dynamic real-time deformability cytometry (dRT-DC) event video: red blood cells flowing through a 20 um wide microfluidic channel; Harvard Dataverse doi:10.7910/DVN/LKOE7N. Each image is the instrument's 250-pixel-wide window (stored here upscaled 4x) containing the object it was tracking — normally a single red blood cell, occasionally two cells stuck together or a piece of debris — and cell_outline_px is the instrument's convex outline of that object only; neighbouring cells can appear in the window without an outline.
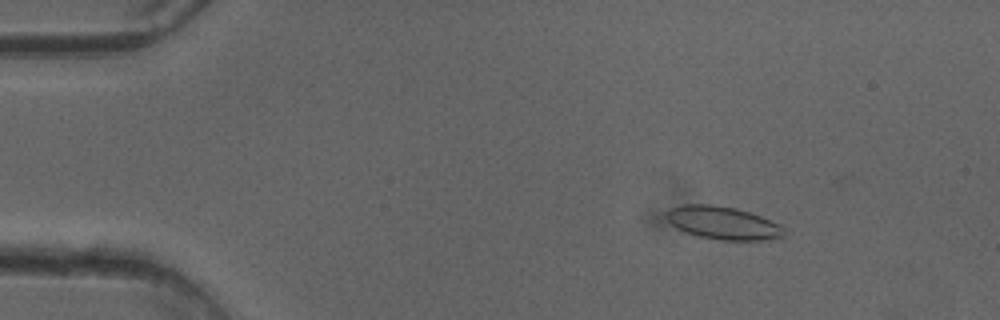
{"species": "common noctule bat (a hibernating species)", "species_latin": "Nyctalus noctula", "temperature_condition": "cold", "stored_images_in_passage": 51, "camera_frame_rate_fps": 3000, "um_per_image_px": 0.085, "animal": {"sex": "female"}, "frame": {"image": 1, "passage_image": 8, "time_ms": 2.333, "image_size_px": [1000, 320], "cell_outline_px": [[784, 236], [764, 240], [720, 240], [700, 236], [684, 232], [676, 228], [668, 220], [664, 212], [672, 208], [684, 204], [712, 204], [736, 208], [760, 216], [780, 224], [784, 228]], "centroid_in_image_um": [61.43, 18.94], "position_along_channel_um": 23.6, "area_um2": 22.54}}
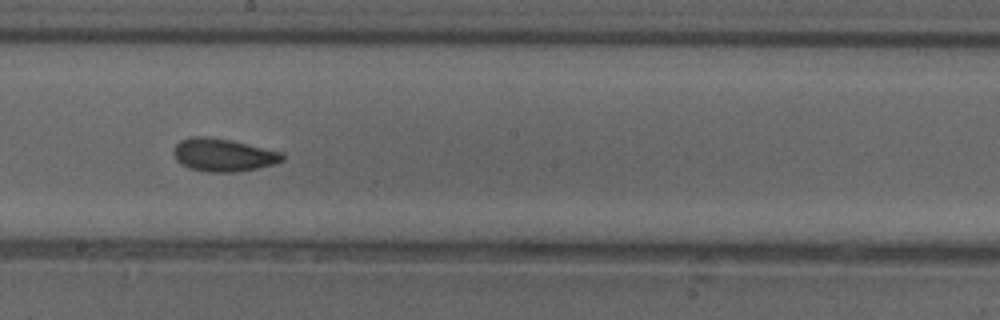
{"frame": {"image": 2, "passage_image": 29, "time_ms": 9.333, "image_size_px": [1000, 320], "cell_outline_px": [[284, 160], [272, 164], [256, 168], [236, 172], [208, 172], [192, 168], [180, 164], [176, 160], [172, 152], [176, 144], [180, 140], [192, 136], [204, 136], [232, 140], [284, 152]], "centroid_in_image_um": [18.97, 13.16], "position_along_channel_um": 229.2, "area_um2": 20.92}}
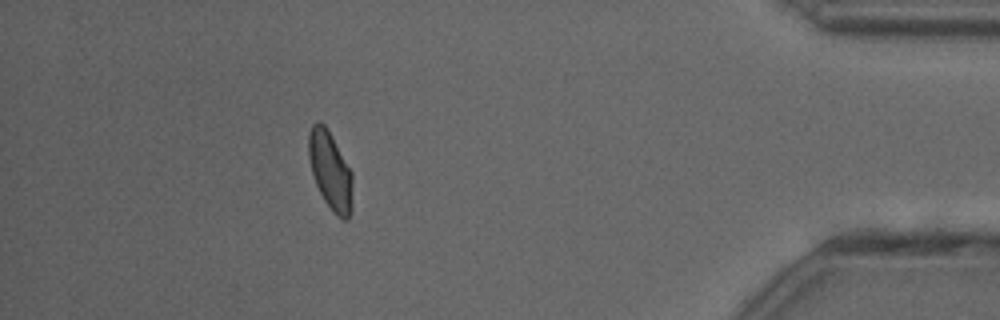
{"frame": {"image": 3, "passage_image": 46, "time_ms": 15.0, "image_size_px": [1000, 320], "cell_outline_px": [[352, 212], [348, 220], [344, 220], [336, 216], [332, 212], [324, 200], [316, 184], [312, 172], [308, 156], [308, 132], [312, 124], [316, 120], [320, 120], [324, 124], [352, 172]], "centroid_in_image_um": [28.07, 14.53], "position_along_channel_um": 407.1, "area_um2": 20.11}, "authors_computed_cell_mechanics": {"area_um2": 20.4612, "velocity_mm_per_s": 4.0689, "shape_relaxation_time_tau1_ms": 10.6272, "shape_relaxation_time_tau2_ms": 1.6101, "deformation_change_tau1": 0.1888, "deformation_change_tau2": 0.057}}